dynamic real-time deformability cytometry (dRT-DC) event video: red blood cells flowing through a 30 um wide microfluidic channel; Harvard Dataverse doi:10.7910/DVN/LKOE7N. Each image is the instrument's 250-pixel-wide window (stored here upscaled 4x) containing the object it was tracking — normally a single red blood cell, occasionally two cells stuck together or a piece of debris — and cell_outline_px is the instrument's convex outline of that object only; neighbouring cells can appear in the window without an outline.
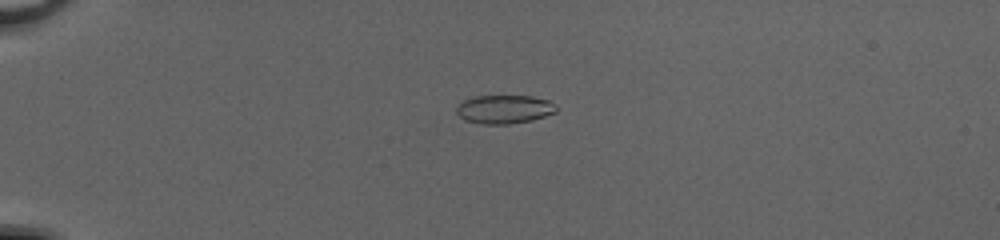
{"species": "common noctule bat (a hibernating species)", "species_latin": "Nyctalus noctula", "temperature_condition": "cold", "stored_images_in_passage": 53, "camera_frame_rate_fps": 3000, "um_per_image_px": 0.085, "animal": {"sex": "female", "body_mass_g": 20.0, "forearm_length_mm": 54.0}, "frame": {"image": 1, "passage_image": 16, "time_ms": 5.0, "image_size_px": [1000, 240], "cell_outline_px": [[556, 112], [532, 120], [508, 124], [484, 124], [464, 120], [456, 112], [456, 108], [464, 100], [472, 96], [532, 96], [548, 100], [556, 104]], "centroid_in_image_um": [42.86, 9.28], "position_along_channel_um": 42.1, "area_um2": 16.59}}
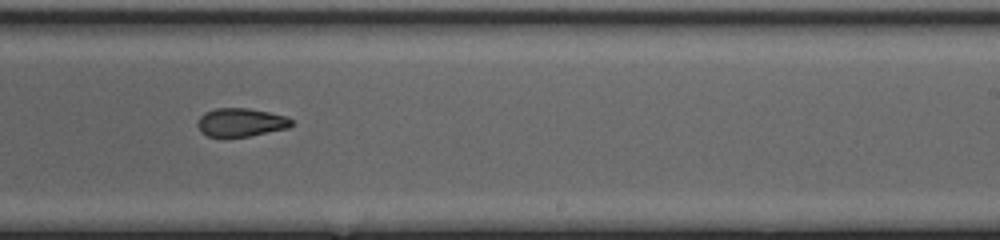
{"frame": {"image": 2, "passage_image": 36, "time_ms": 11.667, "image_size_px": [1000, 240], "cell_outline_px": [[292, 124], [288, 128], [248, 136], [208, 136], [200, 132], [196, 124], [200, 116], [204, 112], [216, 108], [248, 108], [288, 116], [292, 120]], "centroid_in_image_um": [20.45, 10.39], "position_along_channel_um": 268.5, "area_um2": 15.49}}
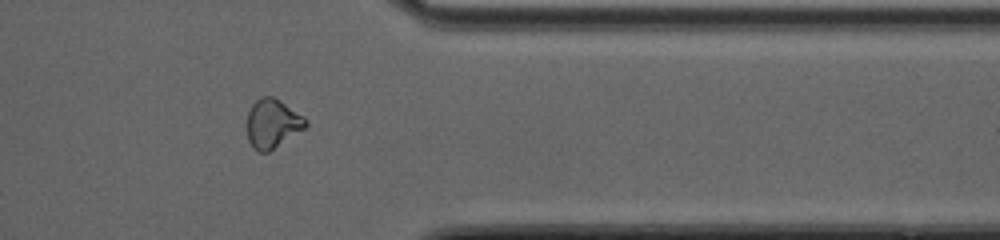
{"frame": {"image": 3, "passage_image": 45, "time_ms": 14.667, "image_size_px": [1000, 240], "cell_outline_px": [[308, 124], [304, 128], [268, 152], [260, 152], [252, 148], [248, 140], [248, 112], [252, 104], [256, 100], [264, 96], [272, 96], [280, 100], [304, 116], [308, 120]], "centroid_in_image_um": [23.16, 10.49], "position_along_channel_um": 388.2, "area_um2": 16.59}, "authors_computed_cell_mechanics": {"area_um2": 16.8198, "velocity_mm_per_s": 4.1733, "shape_relaxation_time_tau1_ms": 8.3428, "shape_relaxation_time_tau2_ms": 1.8171, "deformation_change_tau1": 0.2066, "deformation_change_tau2": 0.0778}}